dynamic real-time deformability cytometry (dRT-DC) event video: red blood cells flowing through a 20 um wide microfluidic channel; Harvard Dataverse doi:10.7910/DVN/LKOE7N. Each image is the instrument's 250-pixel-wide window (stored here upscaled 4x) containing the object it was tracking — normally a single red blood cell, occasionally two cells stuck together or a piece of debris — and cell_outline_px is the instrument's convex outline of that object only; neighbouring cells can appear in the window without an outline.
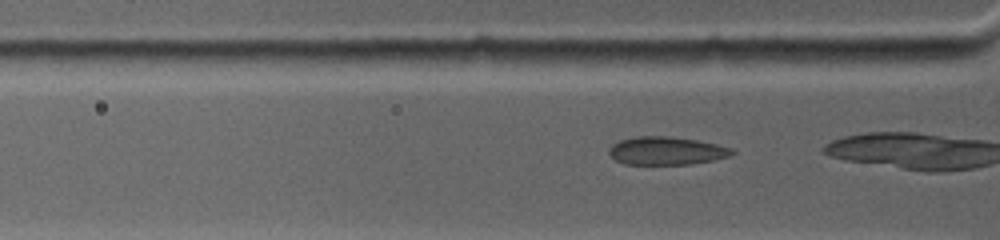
{"species": "common noctule bat (a hibernating species)", "species_latin": "Nyctalus noctula", "temperature_condition": "warm", "stored_images_in_passage": 13, "camera_frame_rate_fps": 4500, "um_per_image_px": 0.085, "animal": {"sex": "female", "body_mass_g": 19.0, "forearm_length_mm": 53.3}, "frame": {"image": 1, "passage_image": 6, "time_ms": 0.889, "image_size_px": [1000, 240], "cell_outline_px": [[736, 152], [728, 156], [712, 160], [692, 164], [624, 164], [616, 160], [608, 152], [608, 148], [612, 144], [620, 140], [636, 136], [672, 136], [696, 140], [716, 144], [732, 148]], "centroid_in_image_um": [56.62, 12.81], "position_along_channel_um": 69.2, "area_um2": 20.11}}